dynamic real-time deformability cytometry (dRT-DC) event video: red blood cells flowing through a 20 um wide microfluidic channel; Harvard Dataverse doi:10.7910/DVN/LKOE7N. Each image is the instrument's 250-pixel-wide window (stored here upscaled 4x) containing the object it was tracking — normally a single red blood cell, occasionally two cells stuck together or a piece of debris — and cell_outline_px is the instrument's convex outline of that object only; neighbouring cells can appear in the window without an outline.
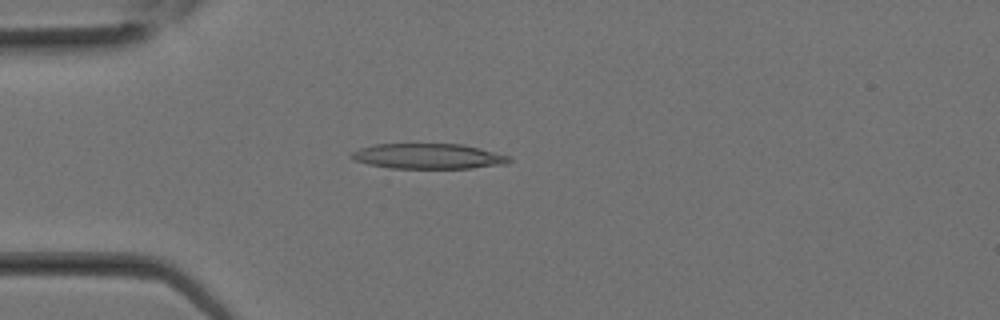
{"species": "Egyptian fruit bat (a non-hibernating species)", "species_latin": "Rousettus aegyptiacus", "temperature_condition": "room temperature", "stored_images_in_passage": 15, "camera_frame_rate_fps": 3000, "um_per_image_px": 0.085, "animal": {"sex": "female"}, "frame": {"image": 1, "passage_image": 6, "time_ms": 1.667, "image_size_px": [1000, 320], "cell_outline_px": [[512, 160], [508, 164], [472, 168], [392, 168], [368, 164], [352, 160], [348, 156], [352, 152], [360, 148], [376, 144], [464, 144], [512, 156]], "centroid_in_image_um": [36.44, 13.28], "position_along_channel_um": 48.6, "area_um2": 23.47}}
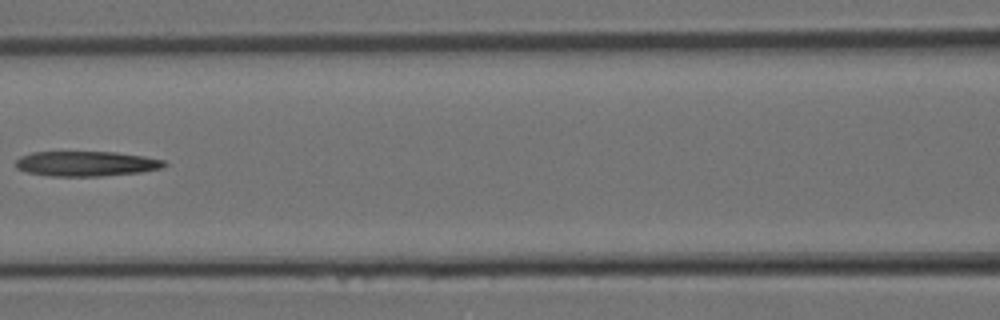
{"frame": {"image": 2, "passage_image": 11, "time_ms": 3.333, "image_size_px": [1000, 320], "cell_outline_px": [[168, 164], [164, 168], [140, 172], [100, 176], [48, 176], [28, 172], [16, 168], [16, 160], [20, 156], [32, 152], [116, 152], [144, 156], [164, 160]], "centroid_in_image_um": [7.35, 13.91], "position_along_channel_um": 159.3, "area_um2": 21.73}}
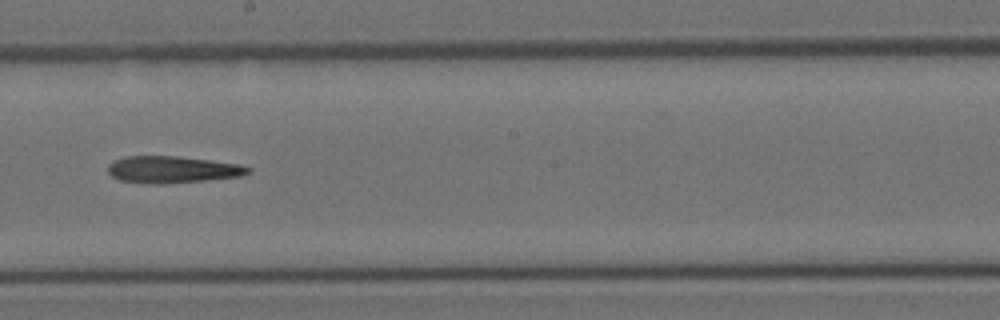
{"frame": {"image": 3, "passage_image": 14, "time_ms": 4.333, "image_size_px": [1000, 320], "cell_outline_px": [[252, 172], [240, 176], [204, 180], [120, 180], [112, 176], [108, 172], [108, 164], [124, 156], [180, 156], [212, 160], [240, 164], [252, 168]], "centroid_in_image_um": [14.75, 14.33], "position_along_channel_um": 233.5, "area_um2": 20.63}}